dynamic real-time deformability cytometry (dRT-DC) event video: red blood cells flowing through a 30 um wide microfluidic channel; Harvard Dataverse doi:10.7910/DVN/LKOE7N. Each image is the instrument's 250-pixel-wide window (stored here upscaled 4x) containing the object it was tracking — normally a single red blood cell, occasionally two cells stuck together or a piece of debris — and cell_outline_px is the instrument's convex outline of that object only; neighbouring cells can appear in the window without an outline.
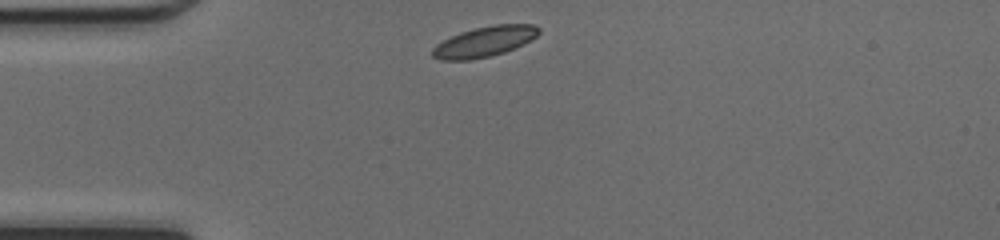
{"species": "common noctule bat (a hibernating species)", "species_latin": "Nyctalus noctula", "temperature_condition": "cold", "stored_images_in_passage": 37, "camera_frame_rate_fps": 3000, "um_per_image_px": 0.085, "animal": {"sex": "female", "body_mass_g": 17.0, "forearm_length_mm": 48.0}, "frame": {"image": 1, "passage_image": 1, "time_ms": 0.0, "image_size_px": [1000, 240], "cell_outline_px": [[540, 32], [536, 36], [504, 52], [488, 56], [468, 60], [440, 60], [432, 56], [432, 48], [436, 44], [460, 32], [472, 28], [496, 24], [532, 24], [540, 28]], "centroid_in_image_um": [41.13, 3.53], "position_along_channel_um": 43.9, "area_um2": 18.5}}
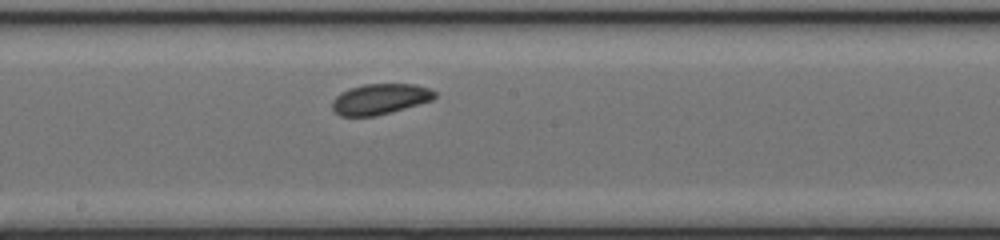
{"frame": {"image": 2, "passage_image": 15, "time_ms": 4.667, "image_size_px": [1000, 240], "cell_outline_px": [[436, 96], [432, 100], [420, 104], [376, 116], [340, 116], [332, 108], [332, 100], [340, 92], [348, 88], [364, 84], [416, 84], [428, 88], [436, 92]], "centroid_in_image_um": [32.29, 8.41], "position_along_channel_um": 215.9, "area_um2": 18.38}}
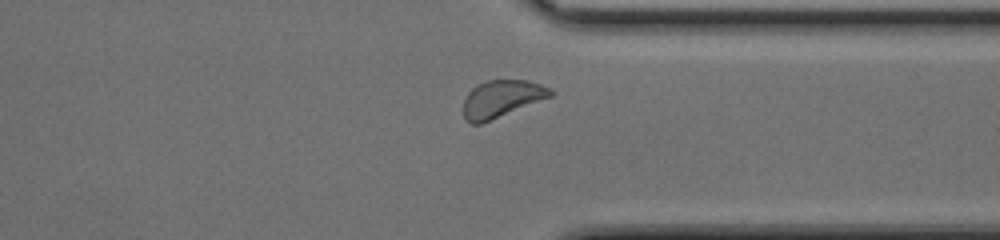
{"frame": {"image": 3, "passage_image": 26, "time_ms": 8.333, "image_size_px": [1000, 240], "cell_outline_px": [[556, 92], [552, 96], [480, 124], [472, 124], [464, 116], [464, 96], [476, 84], [488, 80], [528, 80], [552, 88]], "centroid_in_image_um": [42.65, 8.37], "position_along_channel_um": 368.7, "area_um2": 18.84}, "authors_computed_cell_mechanics": {"area_um2": 18.6694, "velocity_mm_per_s": 4.1856, "shape_relaxation_time_tau1_ms": 2.3053, "shape_relaxation_time_tau2_ms": null, "deformation_change_tau1": 0.0606, "deformation_change_tau2": null}}